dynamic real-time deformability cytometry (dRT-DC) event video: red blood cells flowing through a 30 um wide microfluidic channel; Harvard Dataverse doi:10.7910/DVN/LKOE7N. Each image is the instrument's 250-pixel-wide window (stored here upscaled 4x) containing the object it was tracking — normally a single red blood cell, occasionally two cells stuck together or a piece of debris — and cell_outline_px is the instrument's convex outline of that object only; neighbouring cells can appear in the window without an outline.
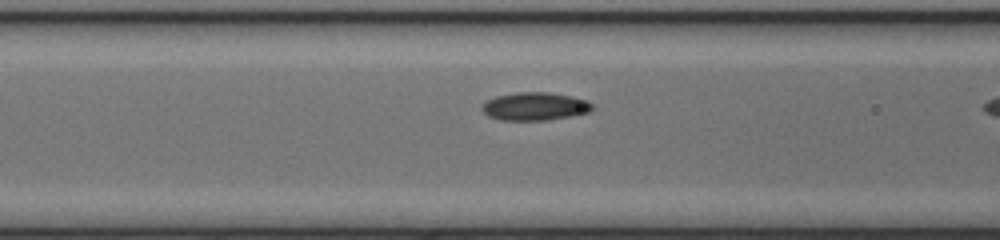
{"species": "common noctule bat (a hibernating species)", "species_latin": "Nyctalus noctula", "temperature_condition": "cold", "stored_images_in_passage": 9, "camera_frame_rate_fps": 3000, "um_per_image_px": 0.085, "animal": {"sex": "female", "body_mass_g": 17.0, "forearm_length_mm": 48.0}, "frame": {"image": 1, "passage_image": 8, "time_ms": 2.333, "image_size_px": [1000, 240], "cell_outline_px": [[596, 108], [588, 112], [572, 116], [548, 120], [500, 120], [488, 116], [480, 108], [488, 100], [496, 96], [516, 92], [548, 92], [572, 96], [588, 100]], "centroid_in_image_um": [45.5, 9.04], "position_along_channel_um": 121.1, "area_um2": 18.15}}